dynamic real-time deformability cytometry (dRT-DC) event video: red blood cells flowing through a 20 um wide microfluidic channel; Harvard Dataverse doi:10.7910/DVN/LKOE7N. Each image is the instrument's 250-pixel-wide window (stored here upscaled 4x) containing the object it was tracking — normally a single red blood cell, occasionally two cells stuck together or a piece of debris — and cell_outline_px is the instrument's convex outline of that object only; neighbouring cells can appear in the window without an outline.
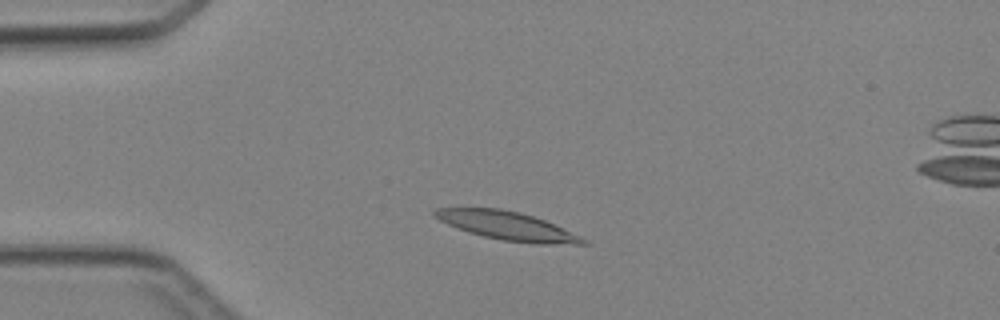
{"species": "Egyptian fruit bat (a non-hibernating species)", "species_latin": "Rousettus aegyptiacus", "temperature_condition": "cold", "stored_images_in_passage": 4, "camera_frame_rate_fps": 3000, "um_per_image_px": 0.085, "animal": {"sex": "female"}, "frame": {"image": 1, "passage_image": 2, "time_ms": 1.333, "image_size_px": [1000, 320], "cell_outline_px": [[592, 244], [540, 244], [504, 240], [484, 236], [468, 232], [448, 224], [432, 216], [432, 212], [436, 208], [500, 208], [520, 212], [544, 220], [580, 236], [588, 240]], "centroid_in_image_um": [43.11, 19.19], "position_along_channel_um": 41.9, "area_um2": 24.33}}